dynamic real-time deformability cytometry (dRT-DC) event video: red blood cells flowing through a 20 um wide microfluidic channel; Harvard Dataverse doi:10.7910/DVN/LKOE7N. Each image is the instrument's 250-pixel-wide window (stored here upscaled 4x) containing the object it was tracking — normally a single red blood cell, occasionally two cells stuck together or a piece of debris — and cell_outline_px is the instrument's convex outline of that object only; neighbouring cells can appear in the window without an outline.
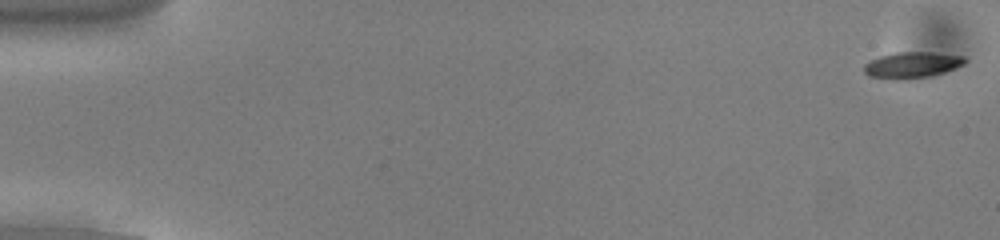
{"species": "common noctule bat (a hibernating species)", "species_latin": "Nyctalus noctula", "temperature_condition": "cold", "stored_images_in_passage": 54, "camera_frame_rate_fps": 3000, "um_per_image_px": 0.085, "animal": {"sex": "male", "body_mass_g": 13.0, "forearm_length_mm": 53.1}, "frame": {"image": 1, "passage_image": 1, "time_ms": 0.0, "image_size_px": [1000, 240], "cell_outline_px": [[968, 60], [964, 64], [944, 72], [928, 76], [896, 80], [868, 76], [864, 72], [864, 64], [880, 56], [896, 52], [932, 52], [964, 56]], "centroid_in_image_um": [77.52, 5.52], "position_along_channel_um": 7.5, "area_um2": 15.26}}
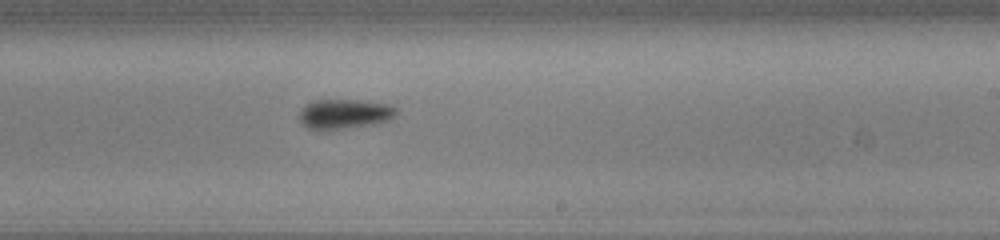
{"frame": {"image": 2, "passage_image": 33, "time_ms": 10.667, "image_size_px": [1000, 240], "cell_outline_px": [[396, 112], [388, 120], [368, 124], [340, 128], [308, 128], [300, 120], [300, 112], [304, 104], [312, 100], [356, 100], [388, 104], [396, 108]], "centroid_in_image_um": [29.24, 9.64], "position_along_channel_um": 259.8, "area_um2": 16.07}}
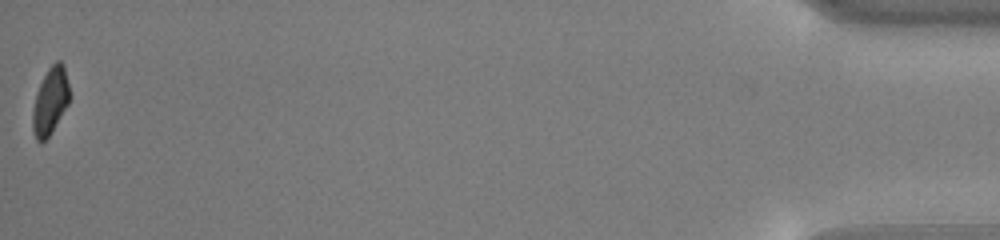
{"frame": {"image": 3, "passage_image": 54, "time_ms": 17.667, "image_size_px": [1000, 240], "cell_outline_px": [[68, 104], [48, 136], [40, 144], [36, 140], [32, 132], [32, 112], [36, 92], [48, 68], [56, 60], [60, 60], [64, 64], [68, 84]], "centroid_in_image_um": [4.24, 8.58], "position_along_channel_um": 431.0, "area_um2": 14.22}, "authors_computed_cell_mechanics": {"area_um2": 15.9817, "velocity_mm_per_s": 3.8248, "shape_relaxation_time_tau1_ms": 2.2541, "shape_relaxation_time_tau2_ms": null, "deformation_change_tau1": 0.0938, "deformation_change_tau2": null}}